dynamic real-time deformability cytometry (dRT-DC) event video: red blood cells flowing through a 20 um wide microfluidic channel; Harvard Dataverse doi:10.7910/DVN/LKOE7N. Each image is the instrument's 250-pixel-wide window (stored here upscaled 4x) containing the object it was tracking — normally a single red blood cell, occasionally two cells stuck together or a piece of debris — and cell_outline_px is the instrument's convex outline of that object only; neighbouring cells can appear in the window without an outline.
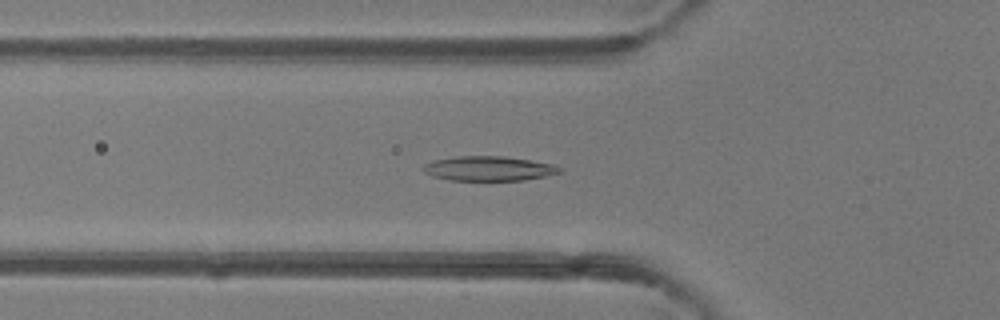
{"species": "common noctule bat (a hibernating species)", "species_latin": "Nyctalus noctula", "temperature_condition": "room temperature", "stored_images_in_passage": 50, "camera_frame_rate_fps": 3000, "um_per_image_px": 0.085, "animal": {"sex": "female"}, "frame": {"image": 1, "passage_image": 18, "time_ms": 5.667, "image_size_px": [1000, 320], "cell_outline_px": [[564, 172], [524, 180], [448, 180], [432, 176], [424, 172], [420, 168], [424, 164], [436, 160], [456, 156], [504, 156], [552, 164], [564, 168]], "centroid_in_image_um": [41.54, 14.32], "position_along_channel_um": 84.3, "area_um2": 19.59}}
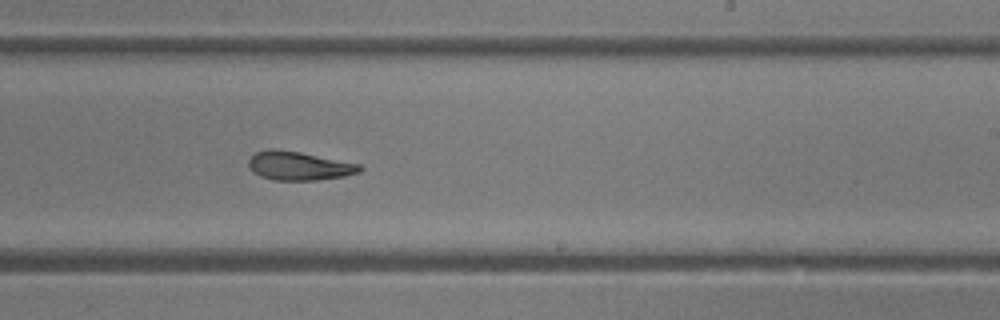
{"frame": {"image": 2, "passage_image": 31, "time_ms": 10.0, "image_size_px": [1000, 320], "cell_outline_px": [[364, 168], [360, 172], [344, 176], [316, 180], [272, 180], [260, 176], [252, 172], [248, 164], [248, 160], [256, 152], [300, 152], [360, 164]], "centroid_in_image_um": [25.47, 14.15], "position_along_channel_um": 263.5, "area_um2": 17.98}}
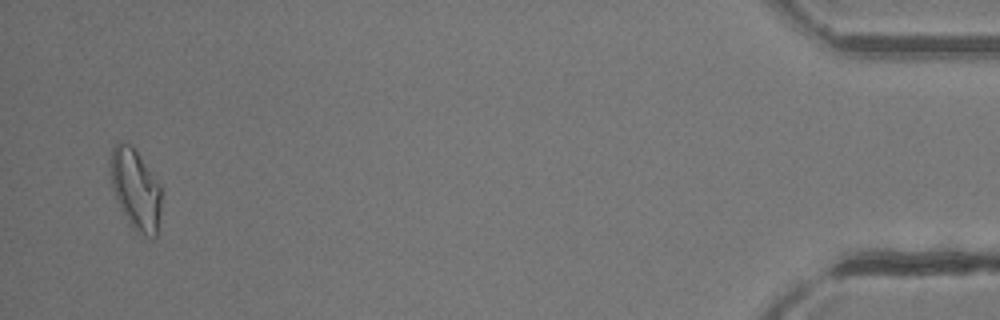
{"frame": {"image": 3, "passage_image": 49, "time_ms": 16.0, "image_size_px": [1000, 320], "cell_outline_px": [[160, 208], [156, 236], [148, 236], [132, 228], [128, 224], [112, 188], [112, 148], [120, 140], [128, 144], [136, 152], [160, 184]], "centroid_in_image_um": [11.53, 16.11], "position_along_channel_um": 423.7, "area_um2": 23.0}, "authors_computed_cell_mechanics": {"area_um2": 20.0855, "velocity_mm_per_s": 4.1272, "shape_relaxation_time_tau1_ms": 8.6022, "shape_relaxation_time_tau2_ms": 3.5873, "deformation_change_tau1": 0.2353, "deformation_change_tau2": 0.106}}